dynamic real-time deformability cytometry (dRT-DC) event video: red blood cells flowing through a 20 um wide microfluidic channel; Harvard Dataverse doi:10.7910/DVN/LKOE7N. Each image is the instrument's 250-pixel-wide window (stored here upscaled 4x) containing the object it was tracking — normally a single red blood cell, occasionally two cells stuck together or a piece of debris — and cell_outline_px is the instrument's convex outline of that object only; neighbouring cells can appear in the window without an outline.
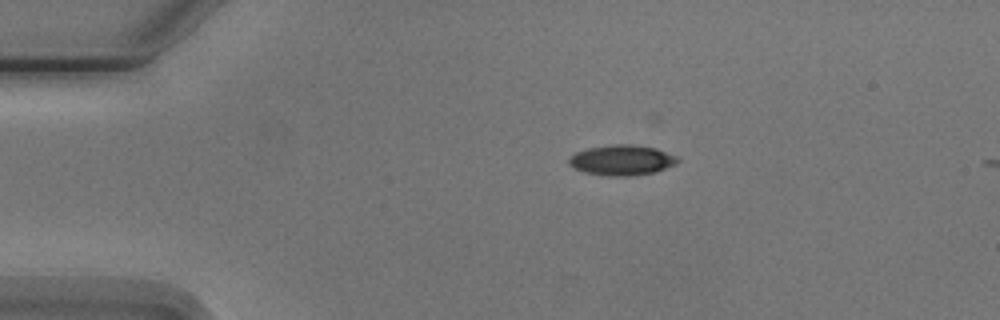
{"species": "Egyptian fruit bat (a non-hibernating species)", "species_latin": "Rousettus aegyptiacus", "temperature_condition": "cold", "stored_images_in_passage": 2, "camera_frame_rate_fps": 3000, "um_per_image_px": 0.085, "animal": {"sex": "male"}, "frame": {"image": 1, "passage_image": 1, "time_ms": 0.0, "image_size_px": [1000, 320], "cell_outline_px": [[680, 160], [676, 164], [656, 172], [632, 176], [608, 176], [584, 172], [572, 168], [568, 164], [568, 160], [576, 152], [588, 148], [612, 144], [632, 144], [656, 148], [680, 156]], "centroid_in_image_um": [52.89, 13.61], "position_along_channel_um": 32.1, "area_um2": 19.54}}